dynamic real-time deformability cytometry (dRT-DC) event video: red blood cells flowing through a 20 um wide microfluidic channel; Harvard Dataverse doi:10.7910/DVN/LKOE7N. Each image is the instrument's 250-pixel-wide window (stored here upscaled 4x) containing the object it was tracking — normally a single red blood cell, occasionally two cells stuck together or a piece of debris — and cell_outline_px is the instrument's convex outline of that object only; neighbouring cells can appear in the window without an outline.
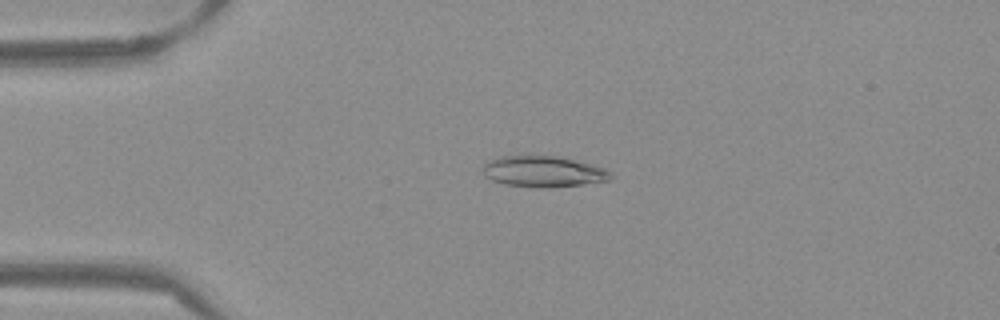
{"species": "Egyptian fruit bat (a non-hibernating species)", "species_latin": "Rousettus aegyptiacus", "temperature_condition": "warm", "stored_images_in_passage": 53, "camera_frame_rate_fps": 3000, "um_per_image_px": 0.085, "frame": {"image": 1, "passage_image": 13, "time_ms": 4.0, "image_size_px": [1000, 320], "cell_outline_px": [[612, 176], [608, 180], [584, 184], [552, 188], [548, 188], [504, 184], [492, 180], [484, 176], [480, 168], [484, 164], [500, 156], [556, 156], [604, 168]], "centroid_in_image_um": [46.12, 14.59], "position_along_channel_um": 38.9, "area_um2": 22.77}}
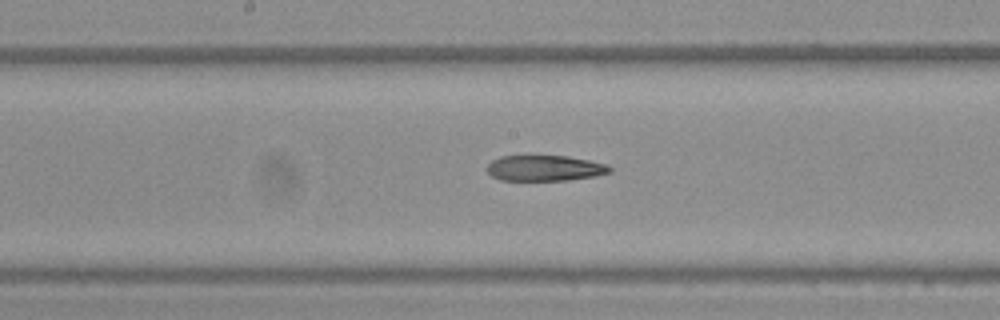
{"frame": {"image": 2, "passage_image": 28, "time_ms": 9.0, "image_size_px": [1000, 320], "cell_outline_px": [[612, 172], [596, 176], [568, 180], [500, 180], [492, 176], [488, 172], [488, 164], [492, 160], [500, 156], [568, 156], [588, 160], [604, 164], [612, 168]], "centroid_in_image_um": [46.31, 14.29], "position_along_channel_um": 201.9, "area_um2": 18.26}}
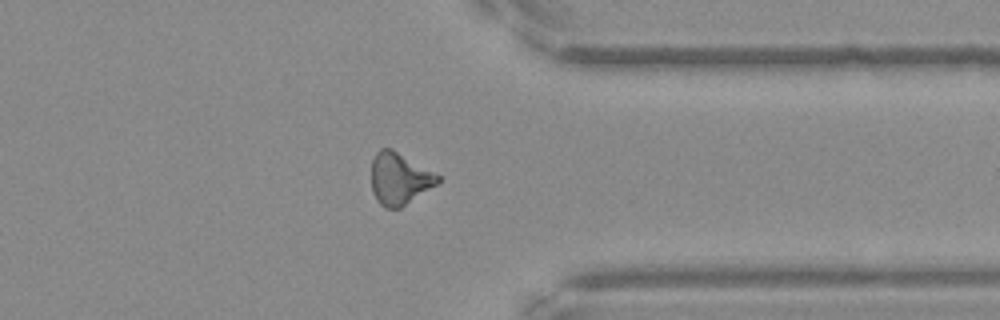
{"frame": {"image": 3, "passage_image": 42, "time_ms": 13.667, "image_size_px": [1000, 320], "cell_outline_px": [[440, 180], [436, 184], [400, 208], [384, 208], [376, 200], [372, 192], [372, 160], [376, 152], [380, 148], [392, 148], [440, 176]], "centroid_in_image_um": [33.91, 15.18], "position_along_channel_um": 377.5, "area_um2": 19.88}}